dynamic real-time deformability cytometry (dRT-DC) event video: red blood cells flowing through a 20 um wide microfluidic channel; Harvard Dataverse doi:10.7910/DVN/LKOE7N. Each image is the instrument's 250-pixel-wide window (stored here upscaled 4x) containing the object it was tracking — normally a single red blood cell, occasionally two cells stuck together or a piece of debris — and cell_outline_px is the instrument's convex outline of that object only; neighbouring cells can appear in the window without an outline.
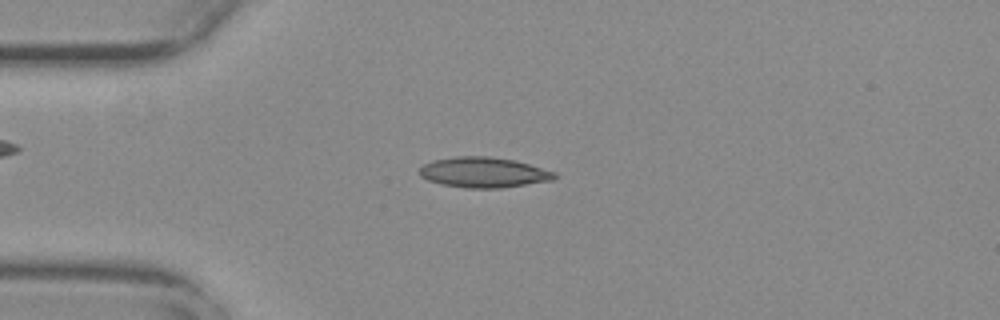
{"species": "common noctule bat (a hibernating species)", "species_latin": "Nyctalus noctula", "temperature_condition": "warm", "stored_images_in_passage": 53, "camera_frame_rate_fps": 3000, "um_per_image_px": 0.085, "animal": {"sex": "female", "body_mass_g": 29.2, "forearm_length_mm": 56.3}, "frame": {"image": 1, "passage_image": 13, "time_ms": 4.0, "image_size_px": [1000, 320], "cell_outline_px": [[556, 176], [552, 180], [500, 188], [464, 188], [440, 184], [428, 180], [420, 176], [420, 168], [424, 164], [432, 160], [456, 156], [488, 156], [516, 160], [556, 172]], "centroid_in_image_um": [41.09, 14.65], "position_along_channel_um": 43.9, "area_um2": 23.93}}
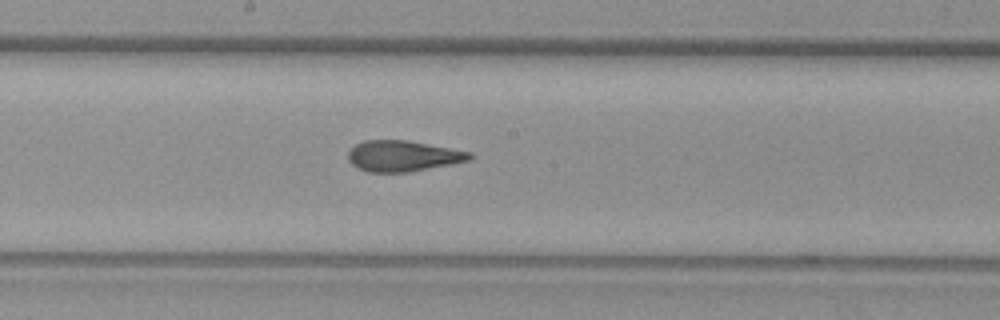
{"frame": {"image": 2, "passage_image": 28, "time_ms": 9.0, "image_size_px": [1000, 320], "cell_outline_px": [[472, 156], [468, 160], [452, 164], [408, 172], [368, 172], [356, 168], [348, 160], [348, 152], [356, 144], [364, 140], [408, 140], [472, 152]], "centroid_in_image_um": [34.22, 13.26], "position_along_channel_um": 214.0, "area_um2": 21.85}}
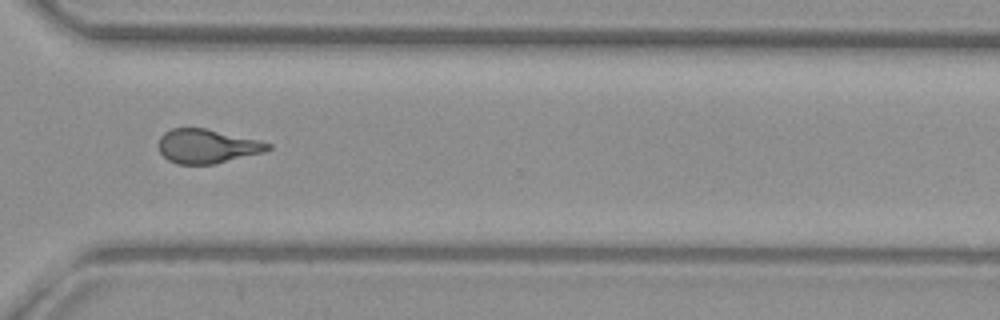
{"frame": {"image": 3, "passage_image": 39, "time_ms": 12.667, "image_size_px": [1000, 320], "cell_outline_px": [[272, 148], [264, 152], [216, 164], [176, 164], [168, 160], [160, 152], [160, 136], [164, 132], [172, 128], [204, 128], [256, 140], [272, 144]], "centroid_in_image_um": [17.59, 12.44], "position_along_channel_um": 353.0, "area_um2": 21.5}, "authors_computed_cell_mechanics": {"area_um2": 22.1374, "velocity_mm_per_s": 3.7924, "shape_relaxation_time_tau1_ms": null, "shape_relaxation_time_tau2_ms": 1.7243, "deformation_change_tau1": null, "deformation_change_tau2": 0.1066}}